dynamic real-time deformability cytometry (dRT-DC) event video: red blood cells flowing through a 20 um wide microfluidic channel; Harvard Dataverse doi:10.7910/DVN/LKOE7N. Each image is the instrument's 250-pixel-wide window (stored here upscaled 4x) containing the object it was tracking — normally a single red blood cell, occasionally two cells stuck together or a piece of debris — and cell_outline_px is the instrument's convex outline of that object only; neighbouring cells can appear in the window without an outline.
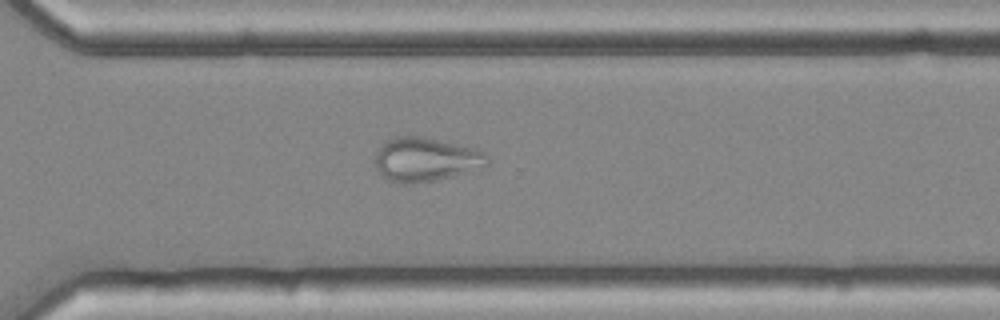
{"species": "common noctule bat (a hibernating species)", "species_latin": "Nyctalus noctula", "temperature_condition": "cold", "stored_images_in_passage": 52, "camera_frame_rate_fps": 3000, "um_per_image_px": 0.085, "animal": {"sex": "female", "body_mass_g": 25.1}, "frame": {"image": 1, "passage_image": 37, "time_ms": 12.0, "image_size_px": [1000, 320], "cell_outline_px": [[488, 164], [484, 168], [452, 176], [412, 184], [388, 180], [376, 168], [376, 152], [388, 140], [396, 136], [420, 136], [476, 148], [484, 152], [488, 156]], "centroid_in_image_um": [36.23, 13.55], "position_along_channel_um": 334.4, "area_um2": 28.44}}